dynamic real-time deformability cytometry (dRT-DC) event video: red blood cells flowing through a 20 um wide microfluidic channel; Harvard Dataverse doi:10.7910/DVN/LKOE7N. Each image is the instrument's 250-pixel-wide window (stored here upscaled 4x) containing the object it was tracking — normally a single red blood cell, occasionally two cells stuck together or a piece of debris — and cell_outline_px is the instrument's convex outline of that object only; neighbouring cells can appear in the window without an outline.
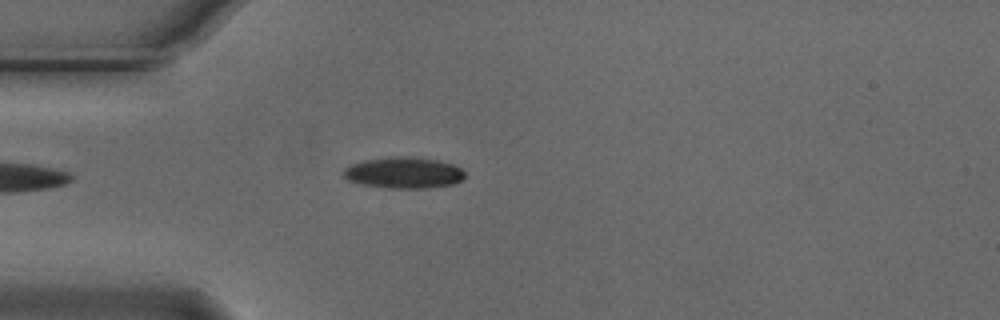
{"species": "Egyptian fruit bat (a non-hibernating species)", "species_latin": "Rousettus aegyptiacus", "temperature_condition": "cold", "stored_images_in_passage": 46, "camera_frame_rate_fps": 3000, "um_per_image_px": 0.085, "animal": {"sex": "male"}, "frame": {"image": 1, "passage_image": 6, "time_ms": 1.667, "image_size_px": [1000, 320], "cell_outline_px": [[464, 176], [460, 180], [452, 184], [424, 188], [388, 188], [364, 184], [348, 180], [344, 176], [344, 168], [352, 164], [364, 160], [388, 156], [412, 156], [440, 160], [452, 164], [460, 168], [464, 172]], "centroid_in_image_um": [34.31, 14.66], "position_along_channel_um": 50.7, "area_um2": 22.02}}
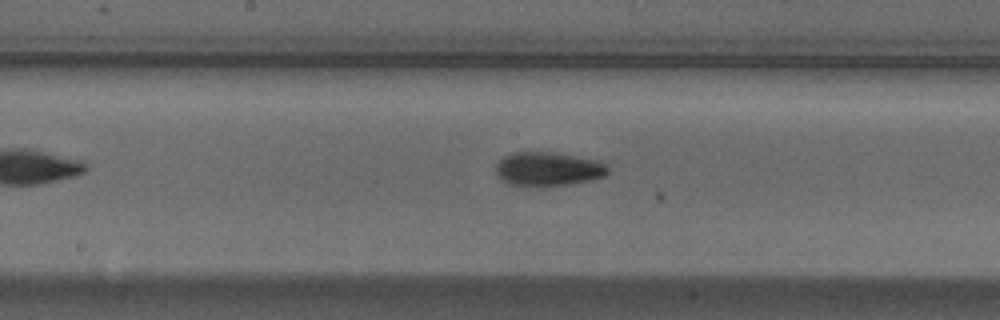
{"frame": {"image": 2, "passage_image": 19, "time_ms": 6.0, "image_size_px": [1000, 320], "cell_outline_px": [[608, 172], [604, 176], [592, 180], [544, 188], [512, 184], [500, 180], [496, 176], [496, 160], [512, 152], [556, 152], [600, 160], [608, 168]], "centroid_in_image_um": [46.56, 14.37], "position_along_channel_um": 201.6, "area_um2": 22.77}}
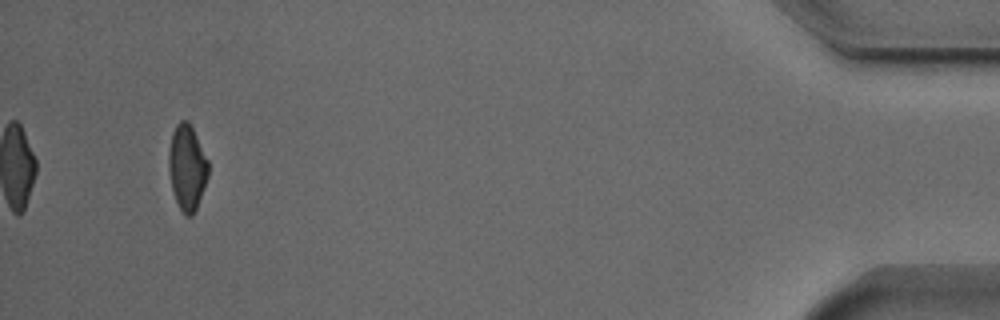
{"frame": {"image": 3, "passage_image": 43, "time_ms": 14.0, "image_size_px": [1000, 320], "cell_outline_px": [[208, 176], [196, 208], [192, 216], [184, 216], [176, 200], [172, 188], [168, 168], [168, 152], [172, 132], [176, 124], [180, 120], [188, 120], [208, 160]], "centroid_in_image_um": [15.88, 14.22], "position_along_channel_um": 419.3, "area_um2": 19.54}, "authors_computed_cell_mechanics": {"area_um2": 20.9236, "velocity_mm_per_s": 3.7194, "shape_relaxation_time_tau1_ms": 2.9614, "shape_relaxation_time_tau2_ms": null, "deformation_change_tau1": 0.128, "deformation_change_tau2": null}}